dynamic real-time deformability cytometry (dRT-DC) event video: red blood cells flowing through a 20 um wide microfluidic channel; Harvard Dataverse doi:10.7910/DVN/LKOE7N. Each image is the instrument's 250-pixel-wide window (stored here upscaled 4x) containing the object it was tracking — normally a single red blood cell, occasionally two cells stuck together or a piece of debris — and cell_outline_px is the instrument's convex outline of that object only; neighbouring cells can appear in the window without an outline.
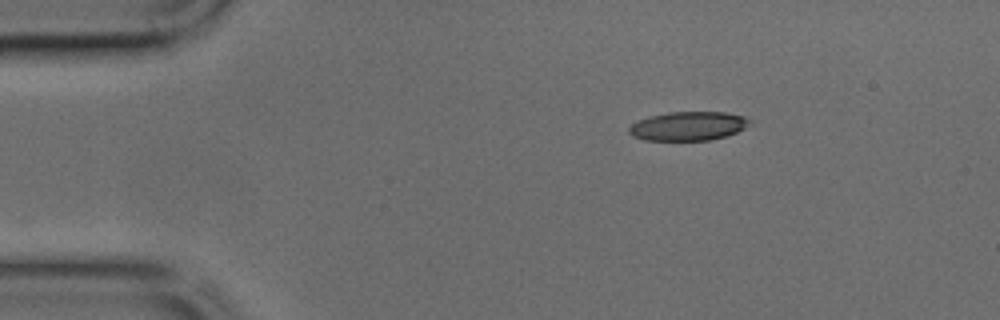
{"species": "common noctule bat (a hibernating species)", "species_latin": "Nyctalus noctula", "temperature_condition": "cold", "stored_images_in_passage": 21, "camera_frame_rate_fps": 3000, "um_per_image_px": 0.085, "animal": {"sex": "male", "body_mass_g": 17.9, "forearm_length_mm": 54.2}, "frame": {"image": 1, "passage_image": 1, "time_ms": 0.0, "image_size_px": [1000, 320], "cell_outline_px": [[752, 124], [728, 136], [708, 140], [644, 140], [632, 136], [628, 132], [628, 128], [632, 124], [648, 116], [668, 112], [724, 112], [744, 116], [752, 120]], "centroid_in_image_um": [58.52, 10.71], "position_along_channel_um": 26.5, "area_um2": 20.46}}
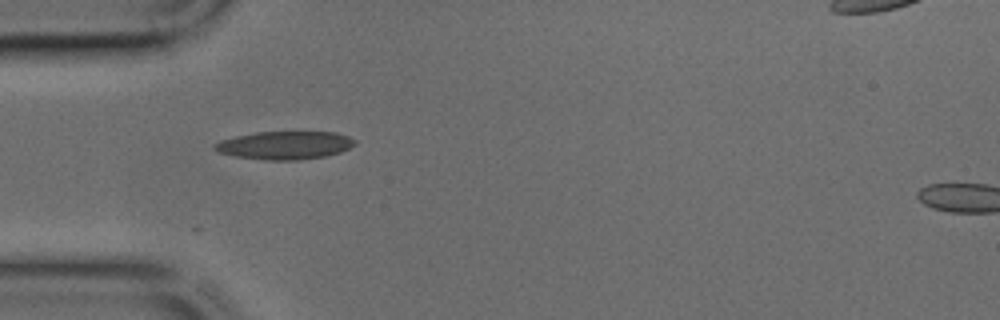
{"frame": {"image": 2, "passage_image": 7, "time_ms": 2.0, "image_size_px": [1000, 320], "cell_outline_px": [[356, 144], [340, 152], [328, 156], [300, 160], [264, 160], [236, 156], [216, 152], [212, 148], [212, 144], [220, 140], [236, 136], [256, 132], [336, 132], [348, 136], [356, 140]], "centroid_in_image_um": [24.19, 12.35], "position_along_channel_um": 60.8, "area_um2": 23.18}}
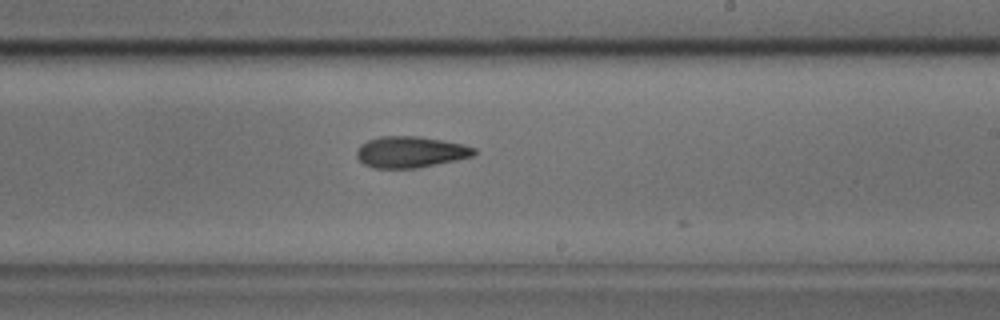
{"frame": {"image": 3, "passage_image": 20, "time_ms": 6.333, "image_size_px": [1000, 320], "cell_outline_px": [[476, 152], [472, 156], [456, 160], [416, 168], [372, 168], [364, 164], [356, 156], [356, 152], [360, 144], [368, 140], [380, 136], [420, 136], [464, 144], [476, 148]], "centroid_in_image_um": [34.88, 12.91], "position_along_channel_um": 254.1, "area_um2": 21.44}}